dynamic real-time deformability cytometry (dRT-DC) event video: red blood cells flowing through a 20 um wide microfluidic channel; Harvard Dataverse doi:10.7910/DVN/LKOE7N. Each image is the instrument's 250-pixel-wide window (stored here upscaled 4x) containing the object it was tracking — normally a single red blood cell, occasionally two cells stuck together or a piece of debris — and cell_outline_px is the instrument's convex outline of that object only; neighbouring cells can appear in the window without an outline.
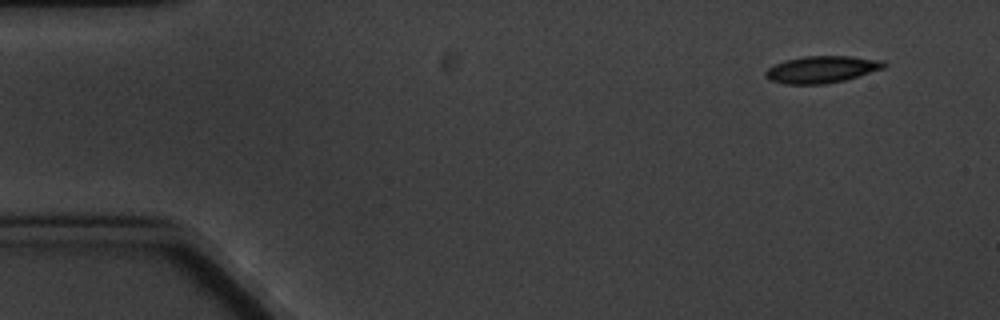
{"species": "common noctule bat (a hibernating species)", "species_latin": "Nyctalus noctula", "temperature_condition": "cold", "stored_images_in_passage": 8, "camera_frame_rate_fps": 3000, "um_per_image_px": 0.085, "animal": {"sex": "male", "body_mass_g": 20.1, "forearm_length_mm": 53.5}, "frame": {"image": 1, "passage_image": 1, "time_ms": 0.0, "image_size_px": [1000, 320], "cell_outline_px": [[888, 64], [884, 68], [844, 80], [824, 84], [788, 84], [772, 80], [764, 76], [764, 72], [768, 68], [776, 64], [788, 60], [804, 56], [852, 56], [884, 60]], "centroid_in_image_um": [69.89, 5.89], "position_along_channel_um": 15.1, "area_um2": 18.44}}
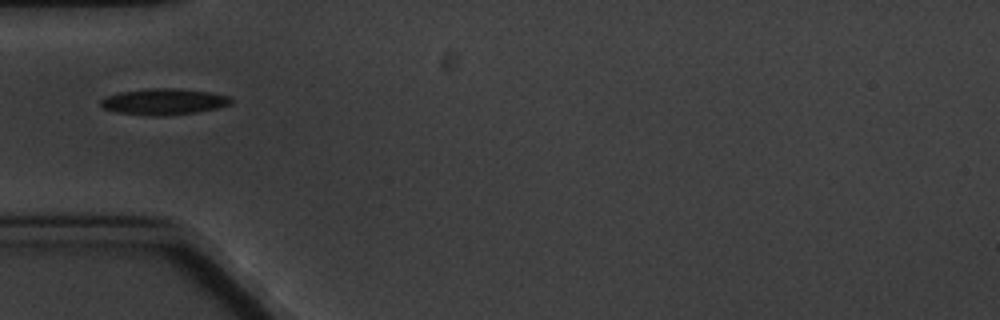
{"frame": {"image": 2, "passage_image": 5, "time_ms": 4.667, "image_size_px": [1000, 320], "cell_outline_px": [[232, 104], [220, 108], [196, 112], [164, 116], [156, 116], [116, 112], [104, 108], [100, 104], [100, 100], [104, 96], [120, 92], [152, 88], [176, 88], [212, 92], [232, 96]], "centroid_in_image_um": [13.98, 8.63], "position_along_channel_um": 71.0, "area_um2": 20.11}}
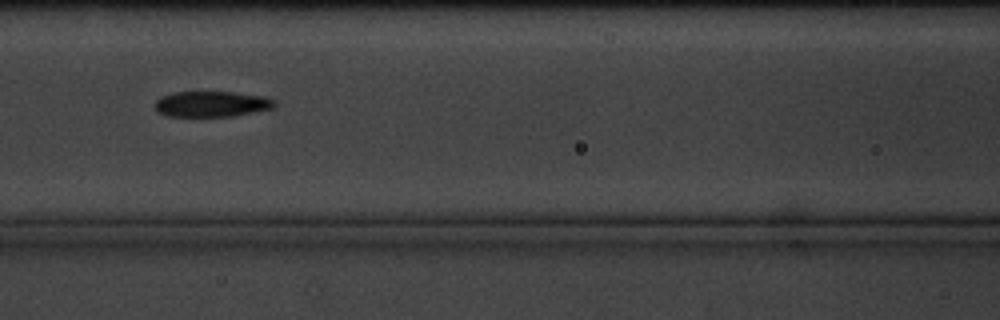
{"frame": {"image": 3, "passage_image": 7, "time_ms": 7.0, "image_size_px": [1000, 320], "cell_outline_px": [[276, 104], [272, 108], [232, 116], [168, 116], [160, 112], [156, 108], [156, 100], [160, 96], [172, 92], [232, 92], [264, 96], [272, 100]], "centroid_in_image_um": [17.96, 8.83], "position_along_channel_um": 148.6, "area_um2": 17.63}}